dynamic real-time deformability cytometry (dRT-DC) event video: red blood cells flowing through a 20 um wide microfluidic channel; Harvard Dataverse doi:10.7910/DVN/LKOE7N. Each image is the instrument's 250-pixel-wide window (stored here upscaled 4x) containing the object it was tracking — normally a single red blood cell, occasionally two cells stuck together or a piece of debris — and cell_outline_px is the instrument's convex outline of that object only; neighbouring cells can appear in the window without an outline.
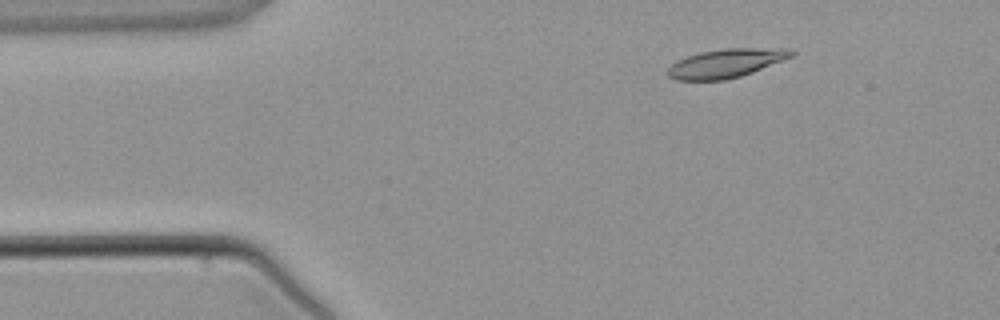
{"species": "common noctule bat (a hibernating species)", "species_latin": "Nyctalus noctula", "temperature_condition": "warm", "stored_images_in_passage": 3, "camera_frame_rate_fps": 3000, "um_per_image_px": 0.085, "animal": {"sex": "male", "body_mass_g": 21.5, "forearm_length_mm": 52.0}, "frame": {"image": 1, "passage_image": 2, "time_ms": 1.0, "image_size_px": [1000, 320], "cell_outline_px": [[796, 52], [792, 56], [752, 72], [740, 76], [724, 80], [676, 80], [668, 76], [664, 72], [676, 60], [700, 52], [724, 48], [792, 48]], "centroid_in_image_um": [61.68, 5.37], "position_along_channel_um": 23.3, "area_um2": 20.75}}